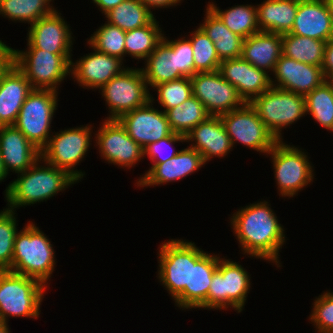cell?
Instances as JSON below:
<instances>
[{
    "instance_id": "obj_1",
    "label": "cell",
    "mask_w": 333,
    "mask_h": 333,
    "mask_svg": "<svg viewBox=\"0 0 333 333\" xmlns=\"http://www.w3.org/2000/svg\"><path fill=\"white\" fill-rule=\"evenodd\" d=\"M231 226L244 254L279 264V250L285 242L284 228L267 201L250 204L235 212Z\"/></svg>"
},
{
    "instance_id": "obj_2",
    "label": "cell",
    "mask_w": 333,
    "mask_h": 333,
    "mask_svg": "<svg viewBox=\"0 0 333 333\" xmlns=\"http://www.w3.org/2000/svg\"><path fill=\"white\" fill-rule=\"evenodd\" d=\"M40 161L41 157L29 169L19 173L18 178L6 188L8 210L15 211V208L23 205L46 201L59 191H64L69 185L78 182L66 170L47 162L44 163L47 167L39 166Z\"/></svg>"
},
{
    "instance_id": "obj_3",
    "label": "cell",
    "mask_w": 333,
    "mask_h": 333,
    "mask_svg": "<svg viewBox=\"0 0 333 333\" xmlns=\"http://www.w3.org/2000/svg\"><path fill=\"white\" fill-rule=\"evenodd\" d=\"M54 256L50 240L29 221L16 234L10 271L34 278L46 286L56 264Z\"/></svg>"
},
{
    "instance_id": "obj_4",
    "label": "cell",
    "mask_w": 333,
    "mask_h": 333,
    "mask_svg": "<svg viewBox=\"0 0 333 333\" xmlns=\"http://www.w3.org/2000/svg\"><path fill=\"white\" fill-rule=\"evenodd\" d=\"M47 286L9 270L0 271V321L8 316L37 318Z\"/></svg>"
},
{
    "instance_id": "obj_5",
    "label": "cell",
    "mask_w": 333,
    "mask_h": 333,
    "mask_svg": "<svg viewBox=\"0 0 333 333\" xmlns=\"http://www.w3.org/2000/svg\"><path fill=\"white\" fill-rule=\"evenodd\" d=\"M12 62L25 75L33 89L57 92L58 85L70 75L71 54H53L38 48L12 50Z\"/></svg>"
},
{
    "instance_id": "obj_6",
    "label": "cell",
    "mask_w": 333,
    "mask_h": 333,
    "mask_svg": "<svg viewBox=\"0 0 333 333\" xmlns=\"http://www.w3.org/2000/svg\"><path fill=\"white\" fill-rule=\"evenodd\" d=\"M250 104L277 141L283 140L281 128L307 114L304 96L274 86L255 97Z\"/></svg>"
},
{
    "instance_id": "obj_7",
    "label": "cell",
    "mask_w": 333,
    "mask_h": 333,
    "mask_svg": "<svg viewBox=\"0 0 333 333\" xmlns=\"http://www.w3.org/2000/svg\"><path fill=\"white\" fill-rule=\"evenodd\" d=\"M58 92L33 89L22 105L14 126L40 151L50 139V124L58 107Z\"/></svg>"
},
{
    "instance_id": "obj_8",
    "label": "cell",
    "mask_w": 333,
    "mask_h": 333,
    "mask_svg": "<svg viewBox=\"0 0 333 333\" xmlns=\"http://www.w3.org/2000/svg\"><path fill=\"white\" fill-rule=\"evenodd\" d=\"M250 285V277L242 265L220 258L208 290V310L230 306L242 312Z\"/></svg>"
},
{
    "instance_id": "obj_9",
    "label": "cell",
    "mask_w": 333,
    "mask_h": 333,
    "mask_svg": "<svg viewBox=\"0 0 333 333\" xmlns=\"http://www.w3.org/2000/svg\"><path fill=\"white\" fill-rule=\"evenodd\" d=\"M271 154L274 177L281 196L293 197L302 188L312 183L314 173L307 155L295 146L277 141L267 153Z\"/></svg>"
},
{
    "instance_id": "obj_10",
    "label": "cell",
    "mask_w": 333,
    "mask_h": 333,
    "mask_svg": "<svg viewBox=\"0 0 333 333\" xmlns=\"http://www.w3.org/2000/svg\"><path fill=\"white\" fill-rule=\"evenodd\" d=\"M100 89L111 114L107 119H118L150 101L151 94L141 68H125Z\"/></svg>"
},
{
    "instance_id": "obj_11",
    "label": "cell",
    "mask_w": 333,
    "mask_h": 333,
    "mask_svg": "<svg viewBox=\"0 0 333 333\" xmlns=\"http://www.w3.org/2000/svg\"><path fill=\"white\" fill-rule=\"evenodd\" d=\"M92 127L69 128L51 135L48 144L40 151L43 162L66 170L77 181L83 178L82 171L74 170L88 151Z\"/></svg>"
},
{
    "instance_id": "obj_12",
    "label": "cell",
    "mask_w": 333,
    "mask_h": 333,
    "mask_svg": "<svg viewBox=\"0 0 333 333\" xmlns=\"http://www.w3.org/2000/svg\"><path fill=\"white\" fill-rule=\"evenodd\" d=\"M159 248L158 278L175 300L184 289H191L192 242L171 239Z\"/></svg>"
},
{
    "instance_id": "obj_13",
    "label": "cell",
    "mask_w": 333,
    "mask_h": 333,
    "mask_svg": "<svg viewBox=\"0 0 333 333\" xmlns=\"http://www.w3.org/2000/svg\"><path fill=\"white\" fill-rule=\"evenodd\" d=\"M220 118L232 146L238 141L257 152L267 154L277 142L250 103L222 114Z\"/></svg>"
},
{
    "instance_id": "obj_14",
    "label": "cell",
    "mask_w": 333,
    "mask_h": 333,
    "mask_svg": "<svg viewBox=\"0 0 333 333\" xmlns=\"http://www.w3.org/2000/svg\"><path fill=\"white\" fill-rule=\"evenodd\" d=\"M190 80L193 96L203 103L209 115L220 116L246 103L236 88L222 77L219 70L197 72Z\"/></svg>"
},
{
    "instance_id": "obj_15",
    "label": "cell",
    "mask_w": 333,
    "mask_h": 333,
    "mask_svg": "<svg viewBox=\"0 0 333 333\" xmlns=\"http://www.w3.org/2000/svg\"><path fill=\"white\" fill-rule=\"evenodd\" d=\"M95 135L99 153L111 164L130 168L144 157L143 148L117 119H105Z\"/></svg>"
},
{
    "instance_id": "obj_16",
    "label": "cell",
    "mask_w": 333,
    "mask_h": 333,
    "mask_svg": "<svg viewBox=\"0 0 333 333\" xmlns=\"http://www.w3.org/2000/svg\"><path fill=\"white\" fill-rule=\"evenodd\" d=\"M153 101L150 95V101L146 105L124 113L117 119L127 134L143 149L173 133L166 113L155 109Z\"/></svg>"
},
{
    "instance_id": "obj_17",
    "label": "cell",
    "mask_w": 333,
    "mask_h": 333,
    "mask_svg": "<svg viewBox=\"0 0 333 333\" xmlns=\"http://www.w3.org/2000/svg\"><path fill=\"white\" fill-rule=\"evenodd\" d=\"M220 257L208 254L192 243L191 289H184L175 299L180 308L208 309V290Z\"/></svg>"
},
{
    "instance_id": "obj_18",
    "label": "cell",
    "mask_w": 333,
    "mask_h": 333,
    "mask_svg": "<svg viewBox=\"0 0 333 333\" xmlns=\"http://www.w3.org/2000/svg\"><path fill=\"white\" fill-rule=\"evenodd\" d=\"M273 73L277 84L271 78V86L304 97L326 81L321 66L302 63L284 55L280 56Z\"/></svg>"
},
{
    "instance_id": "obj_19",
    "label": "cell",
    "mask_w": 333,
    "mask_h": 333,
    "mask_svg": "<svg viewBox=\"0 0 333 333\" xmlns=\"http://www.w3.org/2000/svg\"><path fill=\"white\" fill-rule=\"evenodd\" d=\"M69 28L55 9L30 25L28 48H38L53 54H71L73 41Z\"/></svg>"
},
{
    "instance_id": "obj_20",
    "label": "cell",
    "mask_w": 333,
    "mask_h": 333,
    "mask_svg": "<svg viewBox=\"0 0 333 333\" xmlns=\"http://www.w3.org/2000/svg\"><path fill=\"white\" fill-rule=\"evenodd\" d=\"M222 77L232 84L246 103L271 87V77L242 57L222 60L219 67Z\"/></svg>"
},
{
    "instance_id": "obj_21",
    "label": "cell",
    "mask_w": 333,
    "mask_h": 333,
    "mask_svg": "<svg viewBox=\"0 0 333 333\" xmlns=\"http://www.w3.org/2000/svg\"><path fill=\"white\" fill-rule=\"evenodd\" d=\"M294 35L328 41L333 39V15L325 0H299L291 31Z\"/></svg>"
},
{
    "instance_id": "obj_22",
    "label": "cell",
    "mask_w": 333,
    "mask_h": 333,
    "mask_svg": "<svg viewBox=\"0 0 333 333\" xmlns=\"http://www.w3.org/2000/svg\"><path fill=\"white\" fill-rule=\"evenodd\" d=\"M0 154L4 169L22 173L40 157V150L14 125L0 126Z\"/></svg>"
},
{
    "instance_id": "obj_23",
    "label": "cell",
    "mask_w": 333,
    "mask_h": 333,
    "mask_svg": "<svg viewBox=\"0 0 333 333\" xmlns=\"http://www.w3.org/2000/svg\"><path fill=\"white\" fill-rule=\"evenodd\" d=\"M94 51L75 63L71 62L70 73L79 85L100 89L125 68L122 67L120 58Z\"/></svg>"
},
{
    "instance_id": "obj_24",
    "label": "cell",
    "mask_w": 333,
    "mask_h": 333,
    "mask_svg": "<svg viewBox=\"0 0 333 333\" xmlns=\"http://www.w3.org/2000/svg\"><path fill=\"white\" fill-rule=\"evenodd\" d=\"M205 165L202 155L187 147L179 150L178 154L163 163H152L141 179H138L137 185L140 187L154 186L177 181L195 172Z\"/></svg>"
},
{
    "instance_id": "obj_25",
    "label": "cell",
    "mask_w": 333,
    "mask_h": 333,
    "mask_svg": "<svg viewBox=\"0 0 333 333\" xmlns=\"http://www.w3.org/2000/svg\"><path fill=\"white\" fill-rule=\"evenodd\" d=\"M32 90L25 75L12 62L0 76V126L15 124Z\"/></svg>"
},
{
    "instance_id": "obj_26",
    "label": "cell",
    "mask_w": 333,
    "mask_h": 333,
    "mask_svg": "<svg viewBox=\"0 0 333 333\" xmlns=\"http://www.w3.org/2000/svg\"><path fill=\"white\" fill-rule=\"evenodd\" d=\"M185 141H195L189 147L198 151L205 163L214 156H226L234 147L220 116L212 115L194 127L185 136Z\"/></svg>"
},
{
    "instance_id": "obj_27",
    "label": "cell",
    "mask_w": 333,
    "mask_h": 333,
    "mask_svg": "<svg viewBox=\"0 0 333 333\" xmlns=\"http://www.w3.org/2000/svg\"><path fill=\"white\" fill-rule=\"evenodd\" d=\"M282 55V34L259 31L245 38L241 57L267 73L275 70Z\"/></svg>"
},
{
    "instance_id": "obj_28",
    "label": "cell",
    "mask_w": 333,
    "mask_h": 333,
    "mask_svg": "<svg viewBox=\"0 0 333 333\" xmlns=\"http://www.w3.org/2000/svg\"><path fill=\"white\" fill-rule=\"evenodd\" d=\"M299 0H265L257 5L260 31L285 34L293 27Z\"/></svg>"
},
{
    "instance_id": "obj_29",
    "label": "cell",
    "mask_w": 333,
    "mask_h": 333,
    "mask_svg": "<svg viewBox=\"0 0 333 333\" xmlns=\"http://www.w3.org/2000/svg\"><path fill=\"white\" fill-rule=\"evenodd\" d=\"M205 16L204 23L199 27L213 41L219 59L241 57L244 38L233 33L209 6Z\"/></svg>"
},
{
    "instance_id": "obj_30",
    "label": "cell",
    "mask_w": 333,
    "mask_h": 333,
    "mask_svg": "<svg viewBox=\"0 0 333 333\" xmlns=\"http://www.w3.org/2000/svg\"><path fill=\"white\" fill-rule=\"evenodd\" d=\"M145 69L141 68L147 85L154 87L160 83L178 80L177 51H172L165 38L146 58Z\"/></svg>"
},
{
    "instance_id": "obj_31",
    "label": "cell",
    "mask_w": 333,
    "mask_h": 333,
    "mask_svg": "<svg viewBox=\"0 0 333 333\" xmlns=\"http://www.w3.org/2000/svg\"><path fill=\"white\" fill-rule=\"evenodd\" d=\"M325 44L326 41L285 33L282 34V55L322 67Z\"/></svg>"
},
{
    "instance_id": "obj_32",
    "label": "cell",
    "mask_w": 333,
    "mask_h": 333,
    "mask_svg": "<svg viewBox=\"0 0 333 333\" xmlns=\"http://www.w3.org/2000/svg\"><path fill=\"white\" fill-rule=\"evenodd\" d=\"M104 15L107 23L125 32L148 25L155 18L140 0H124Z\"/></svg>"
},
{
    "instance_id": "obj_33",
    "label": "cell",
    "mask_w": 333,
    "mask_h": 333,
    "mask_svg": "<svg viewBox=\"0 0 333 333\" xmlns=\"http://www.w3.org/2000/svg\"><path fill=\"white\" fill-rule=\"evenodd\" d=\"M165 113L173 133L182 136H186L194 127L210 116L203 103L195 96H191Z\"/></svg>"
},
{
    "instance_id": "obj_34",
    "label": "cell",
    "mask_w": 333,
    "mask_h": 333,
    "mask_svg": "<svg viewBox=\"0 0 333 333\" xmlns=\"http://www.w3.org/2000/svg\"><path fill=\"white\" fill-rule=\"evenodd\" d=\"M163 37L164 34L154 18L148 25L126 31L125 52L135 59L146 60Z\"/></svg>"
},
{
    "instance_id": "obj_35",
    "label": "cell",
    "mask_w": 333,
    "mask_h": 333,
    "mask_svg": "<svg viewBox=\"0 0 333 333\" xmlns=\"http://www.w3.org/2000/svg\"><path fill=\"white\" fill-rule=\"evenodd\" d=\"M208 6L219 16L223 23L244 39L260 31L257 22V9L252 5H237L225 11L218 9L212 2Z\"/></svg>"
},
{
    "instance_id": "obj_36",
    "label": "cell",
    "mask_w": 333,
    "mask_h": 333,
    "mask_svg": "<svg viewBox=\"0 0 333 333\" xmlns=\"http://www.w3.org/2000/svg\"><path fill=\"white\" fill-rule=\"evenodd\" d=\"M52 0H0V14L12 21L28 22L32 25L55 10Z\"/></svg>"
},
{
    "instance_id": "obj_37",
    "label": "cell",
    "mask_w": 333,
    "mask_h": 333,
    "mask_svg": "<svg viewBox=\"0 0 333 333\" xmlns=\"http://www.w3.org/2000/svg\"><path fill=\"white\" fill-rule=\"evenodd\" d=\"M306 113L325 129L333 130V85L326 80L305 96Z\"/></svg>"
},
{
    "instance_id": "obj_38",
    "label": "cell",
    "mask_w": 333,
    "mask_h": 333,
    "mask_svg": "<svg viewBox=\"0 0 333 333\" xmlns=\"http://www.w3.org/2000/svg\"><path fill=\"white\" fill-rule=\"evenodd\" d=\"M189 40L193 49L195 74L219 70L221 60L218 57L213 41L198 27Z\"/></svg>"
},
{
    "instance_id": "obj_39",
    "label": "cell",
    "mask_w": 333,
    "mask_h": 333,
    "mask_svg": "<svg viewBox=\"0 0 333 333\" xmlns=\"http://www.w3.org/2000/svg\"><path fill=\"white\" fill-rule=\"evenodd\" d=\"M125 35L126 32L117 26L105 23L94 32L93 36L88 39L89 45L93 50L101 53L115 56L123 60L125 52Z\"/></svg>"
},
{
    "instance_id": "obj_40",
    "label": "cell",
    "mask_w": 333,
    "mask_h": 333,
    "mask_svg": "<svg viewBox=\"0 0 333 333\" xmlns=\"http://www.w3.org/2000/svg\"><path fill=\"white\" fill-rule=\"evenodd\" d=\"M14 211L7 208L0 212V271L12 269L14 241L17 231Z\"/></svg>"
},
{
    "instance_id": "obj_41",
    "label": "cell",
    "mask_w": 333,
    "mask_h": 333,
    "mask_svg": "<svg viewBox=\"0 0 333 333\" xmlns=\"http://www.w3.org/2000/svg\"><path fill=\"white\" fill-rule=\"evenodd\" d=\"M155 88L158 92V103L164 108V112L193 96L192 83L187 77L160 83L153 87V89Z\"/></svg>"
},
{
    "instance_id": "obj_42",
    "label": "cell",
    "mask_w": 333,
    "mask_h": 333,
    "mask_svg": "<svg viewBox=\"0 0 333 333\" xmlns=\"http://www.w3.org/2000/svg\"><path fill=\"white\" fill-rule=\"evenodd\" d=\"M310 321L320 333H333V295L324 292L315 299Z\"/></svg>"
},
{
    "instance_id": "obj_43",
    "label": "cell",
    "mask_w": 333,
    "mask_h": 333,
    "mask_svg": "<svg viewBox=\"0 0 333 333\" xmlns=\"http://www.w3.org/2000/svg\"><path fill=\"white\" fill-rule=\"evenodd\" d=\"M165 41L171 46L172 51H177L178 74L181 78H191L195 74L193 49L190 40L183 37L178 40Z\"/></svg>"
},
{
    "instance_id": "obj_44",
    "label": "cell",
    "mask_w": 333,
    "mask_h": 333,
    "mask_svg": "<svg viewBox=\"0 0 333 333\" xmlns=\"http://www.w3.org/2000/svg\"><path fill=\"white\" fill-rule=\"evenodd\" d=\"M179 141L185 142V136L171 133L169 136H167L163 139H160L157 142L150 143L148 146H146L143 149L144 156L147 155L153 163L166 162L167 160L176 156L179 152V151H175L173 149V151L171 153H168L170 150H168L169 147L167 145L172 146V144H175V142L178 143ZM166 150L168 152H166ZM164 152H166V154Z\"/></svg>"
},
{
    "instance_id": "obj_45",
    "label": "cell",
    "mask_w": 333,
    "mask_h": 333,
    "mask_svg": "<svg viewBox=\"0 0 333 333\" xmlns=\"http://www.w3.org/2000/svg\"><path fill=\"white\" fill-rule=\"evenodd\" d=\"M322 70L326 80L329 81L333 77V39L325 44Z\"/></svg>"
},
{
    "instance_id": "obj_46",
    "label": "cell",
    "mask_w": 333,
    "mask_h": 333,
    "mask_svg": "<svg viewBox=\"0 0 333 333\" xmlns=\"http://www.w3.org/2000/svg\"><path fill=\"white\" fill-rule=\"evenodd\" d=\"M150 11L155 8H167L170 6H175L180 3L181 0H140Z\"/></svg>"
},
{
    "instance_id": "obj_47",
    "label": "cell",
    "mask_w": 333,
    "mask_h": 333,
    "mask_svg": "<svg viewBox=\"0 0 333 333\" xmlns=\"http://www.w3.org/2000/svg\"><path fill=\"white\" fill-rule=\"evenodd\" d=\"M97 7H100V11L106 14L111 9L115 8L118 4L123 2L124 0H92Z\"/></svg>"
},
{
    "instance_id": "obj_48",
    "label": "cell",
    "mask_w": 333,
    "mask_h": 333,
    "mask_svg": "<svg viewBox=\"0 0 333 333\" xmlns=\"http://www.w3.org/2000/svg\"><path fill=\"white\" fill-rule=\"evenodd\" d=\"M6 176H7V173L4 169L3 162L1 159V154H0V181H3L4 178H6Z\"/></svg>"
},
{
    "instance_id": "obj_49",
    "label": "cell",
    "mask_w": 333,
    "mask_h": 333,
    "mask_svg": "<svg viewBox=\"0 0 333 333\" xmlns=\"http://www.w3.org/2000/svg\"><path fill=\"white\" fill-rule=\"evenodd\" d=\"M9 327L5 323L0 324V333H10Z\"/></svg>"
},
{
    "instance_id": "obj_50",
    "label": "cell",
    "mask_w": 333,
    "mask_h": 333,
    "mask_svg": "<svg viewBox=\"0 0 333 333\" xmlns=\"http://www.w3.org/2000/svg\"><path fill=\"white\" fill-rule=\"evenodd\" d=\"M327 3V6L329 7L330 12L333 15V0H325Z\"/></svg>"
},
{
    "instance_id": "obj_51",
    "label": "cell",
    "mask_w": 333,
    "mask_h": 333,
    "mask_svg": "<svg viewBox=\"0 0 333 333\" xmlns=\"http://www.w3.org/2000/svg\"><path fill=\"white\" fill-rule=\"evenodd\" d=\"M329 82L333 85V77L329 80Z\"/></svg>"
}]
</instances>
